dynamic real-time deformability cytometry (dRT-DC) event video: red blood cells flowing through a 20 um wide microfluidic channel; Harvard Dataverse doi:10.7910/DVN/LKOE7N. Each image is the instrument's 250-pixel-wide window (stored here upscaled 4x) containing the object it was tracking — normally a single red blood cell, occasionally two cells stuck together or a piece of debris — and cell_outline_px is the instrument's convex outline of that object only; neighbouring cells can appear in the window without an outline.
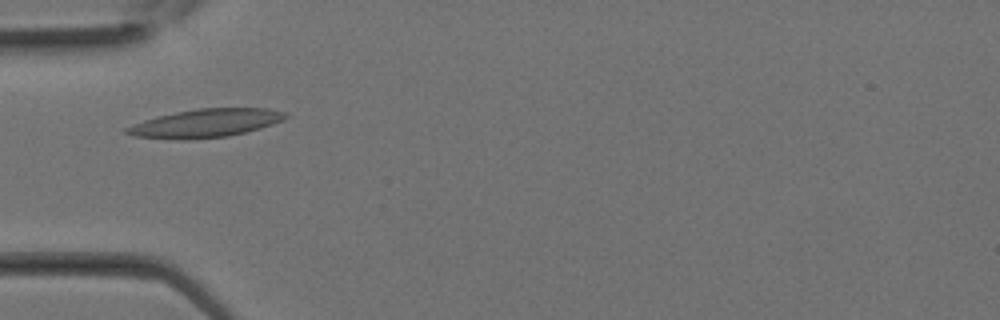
{"species": "Egyptian fruit bat (a non-hibernating species)", "species_latin": "Rousettus aegyptiacus", "temperature_condition": "room temperature", "stored_images_in_passage": 23, "camera_frame_rate_fps": 3000, "um_per_image_px": 0.085, "animal": {"sex": "female"}, "frame": {"image": 1, "passage_image": 1, "time_ms": 0.0, "image_size_px": [1000, 320], "cell_outline_px": [[288, 116], [284, 120], [260, 128], [228, 136], [188, 140], [184, 140], [136, 136], [124, 132], [124, 128], [144, 120], [156, 116], [196, 108], [268, 108], [288, 112]], "centroid_in_image_um": [17.5, 10.46], "position_along_channel_um": 67.5, "area_um2": 26.24}}
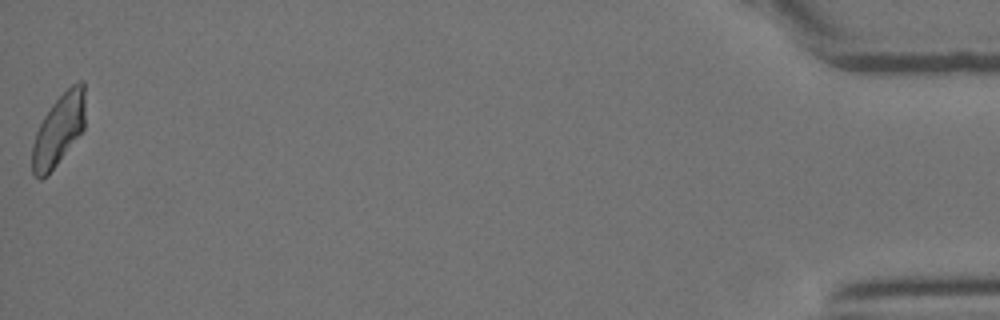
{"frame": {"image": 2, "passage_image": 23, "time_ms": 7.333, "image_size_px": [1000, 320], "cell_outline_px": [[84, 128], [48, 176], [40, 180], [32, 172], [32, 144], [36, 132], [44, 116], [52, 104], [72, 84], [80, 80], [84, 80]], "centroid_in_image_um": [4.97, 11.06], "position_along_channel_um": 430.2, "area_um2": 21.85}}